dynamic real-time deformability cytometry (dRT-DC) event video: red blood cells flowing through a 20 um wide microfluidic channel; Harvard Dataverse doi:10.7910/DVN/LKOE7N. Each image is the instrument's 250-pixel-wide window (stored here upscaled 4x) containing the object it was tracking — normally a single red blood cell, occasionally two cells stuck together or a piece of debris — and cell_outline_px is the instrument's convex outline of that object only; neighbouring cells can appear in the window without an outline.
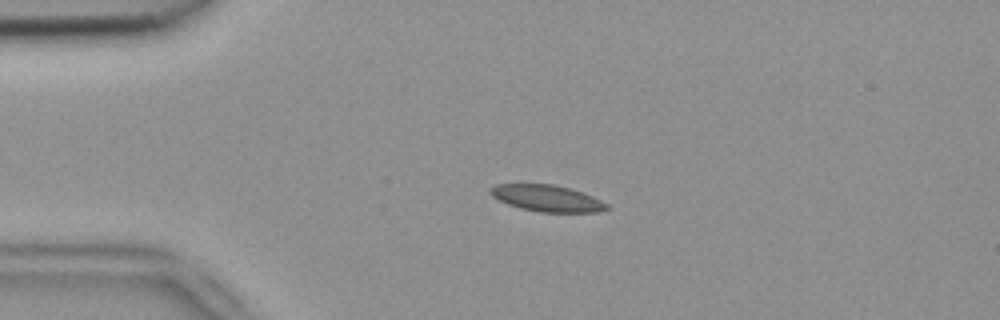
{"species": "common noctule bat (a hibernating species)", "species_latin": "Nyctalus noctula", "temperature_condition": "room temperature", "stored_images_in_passage": 42, "camera_frame_rate_fps": 3000, "um_per_image_px": 0.085, "animal": {"sex": "female", "body_mass_g": 18.4}, "frame": {"image": 1, "passage_image": 1, "time_ms": 0.0, "image_size_px": [1000, 320], "cell_outline_px": [[608, 208], [600, 212], [540, 212], [520, 208], [508, 204], [492, 196], [488, 192], [488, 188], [496, 184], [552, 184], [568, 188], [592, 196], [608, 204]], "centroid_in_image_um": [46.46, 16.85], "position_along_channel_um": 38.5, "area_um2": 17.86}}
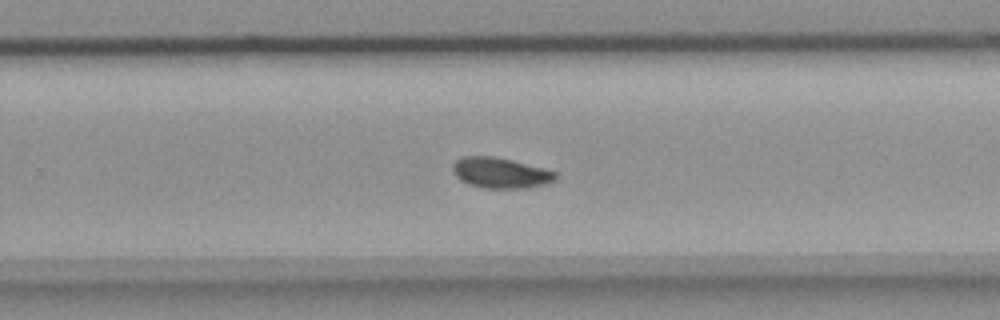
{"frame": {"image": 2, "passage_image": 23, "time_ms": 7.333, "image_size_px": [1000, 320], "cell_outline_px": [[560, 176], [556, 180], [544, 184], [528, 188], [480, 188], [468, 184], [460, 180], [452, 172], [452, 164], [456, 160], [464, 156], [492, 156], [556, 172]], "centroid_in_image_um": [42.5, 14.71], "position_along_channel_um": 287.3, "area_um2": 18.21}}
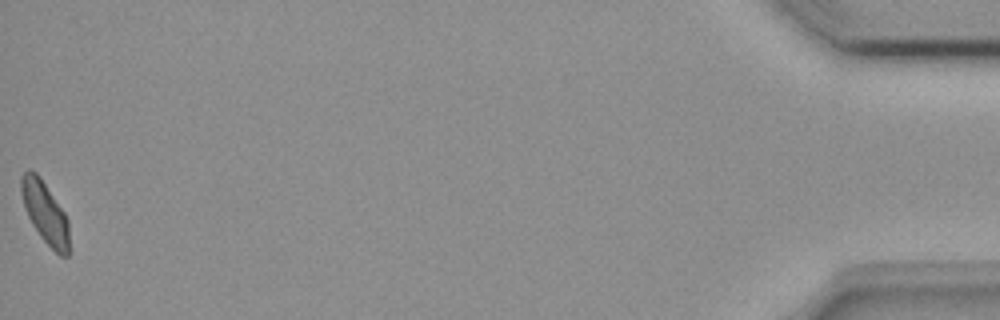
{"frame": {"image": 3, "passage_image": 42, "time_ms": 13.667, "image_size_px": [1000, 320], "cell_outline_px": [[68, 256], [60, 256], [40, 236], [32, 224], [24, 208], [20, 192], [20, 176], [28, 168], [36, 172], [40, 176], [64, 212], [68, 220]], "centroid_in_image_um": [3.79, 18.02], "position_along_channel_um": 431.4, "area_um2": 17.22}, "authors_computed_cell_mechanics": {"area_um2": 17.8602, "velocity_mm_per_s": 3.814, "shape_relaxation_time_tau1_ms": 6.3203, "shape_relaxation_time_tau2_ms": 1.7271, "deformation_change_tau1": 0.1339, "deformation_change_tau2": 0.0561}}